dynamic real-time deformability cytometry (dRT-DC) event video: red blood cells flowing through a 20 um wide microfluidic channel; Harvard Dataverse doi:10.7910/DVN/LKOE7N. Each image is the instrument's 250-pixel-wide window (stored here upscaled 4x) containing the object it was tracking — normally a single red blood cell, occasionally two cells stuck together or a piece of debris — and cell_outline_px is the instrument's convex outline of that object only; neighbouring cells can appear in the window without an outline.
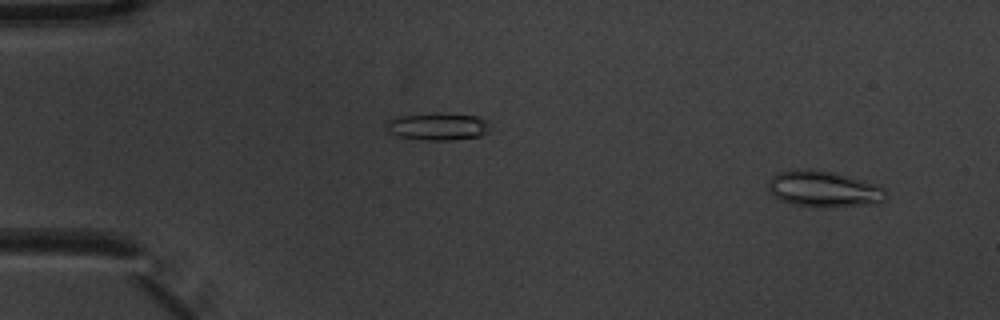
{"species": "common noctule bat (a hibernating species)", "species_latin": "Nyctalus noctula", "temperature_condition": "warm", "stored_images_in_passage": 5, "camera_frame_rate_fps": 3000, "um_per_image_px": 0.085, "animal": {"sex": "male", "body_mass_g": 20.1, "forearm_length_mm": 53.5}, "frame": {"image": 1, "passage_image": 1, "time_ms": 0.0, "image_size_px": [1000, 320], "cell_outline_px": [[888, 196], [880, 204], [828, 208], [816, 208], [792, 204], [780, 200], [772, 196], [768, 192], [768, 180], [776, 172], [792, 168], [808, 168], [832, 172], [880, 184], [884, 188]], "centroid_in_image_um": [70.02, 16.07], "position_along_channel_um": 15.0, "area_um2": 25.89}}
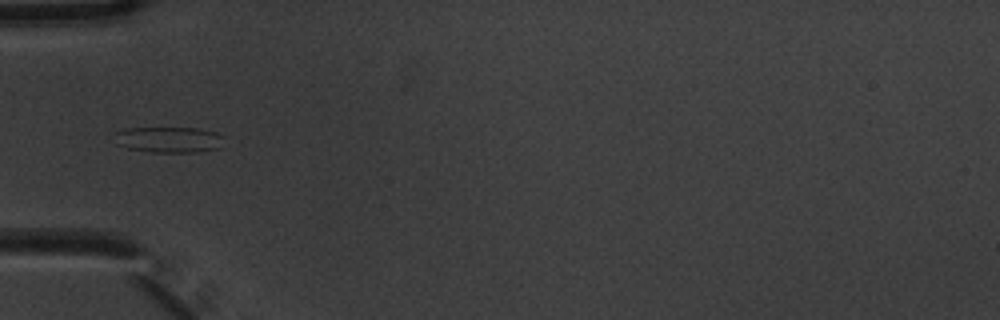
{"frame": {"image": 2, "passage_image": 5, "time_ms": 1.333, "image_size_px": [1000, 320], "cell_outline_px": [[228, 136], [224, 148], [196, 152], [152, 152], [128, 148], [116, 144], [112, 132], [124, 128], [196, 128], [216, 132]], "centroid_in_image_um": [14.43, 11.87], "position_along_channel_um": 70.6, "area_um2": 17.17}}